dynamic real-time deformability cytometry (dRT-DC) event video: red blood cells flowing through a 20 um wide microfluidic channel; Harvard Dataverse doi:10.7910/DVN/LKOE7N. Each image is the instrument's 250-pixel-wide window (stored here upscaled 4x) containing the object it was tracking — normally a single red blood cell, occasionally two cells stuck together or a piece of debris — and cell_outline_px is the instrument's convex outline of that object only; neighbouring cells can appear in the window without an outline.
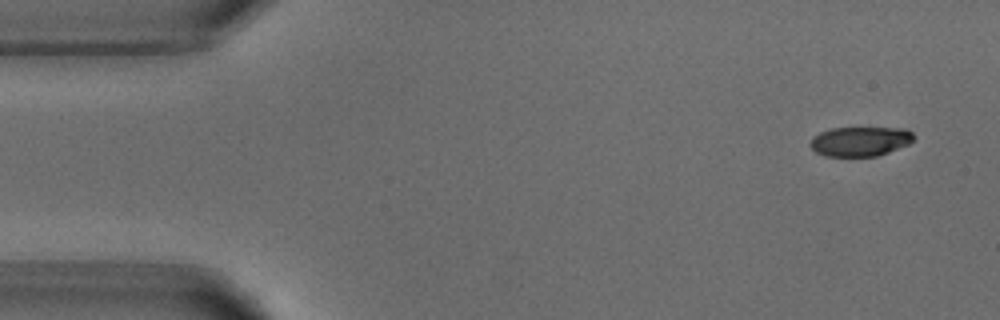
{"species": "common noctule bat (a hibernating species)", "species_latin": "Nyctalus noctula", "temperature_condition": "warm", "stored_images_in_passage": 4, "camera_frame_rate_fps": 3000, "um_per_image_px": 0.085, "animal": {"sex": "male", "body_mass_g": 18.8}, "frame": {"image": 1, "passage_image": 1, "time_ms": 0.0, "image_size_px": [1000, 320], "cell_outline_px": [[916, 136], [908, 144], [888, 152], [876, 156], [824, 156], [816, 152], [808, 144], [812, 136], [820, 132], [832, 128], [904, 128], [912, 132]], "centroid_in_image_um": [73.08, 12.01], "position_along_channel_um": 11.9, "area_um2": 17.86}}
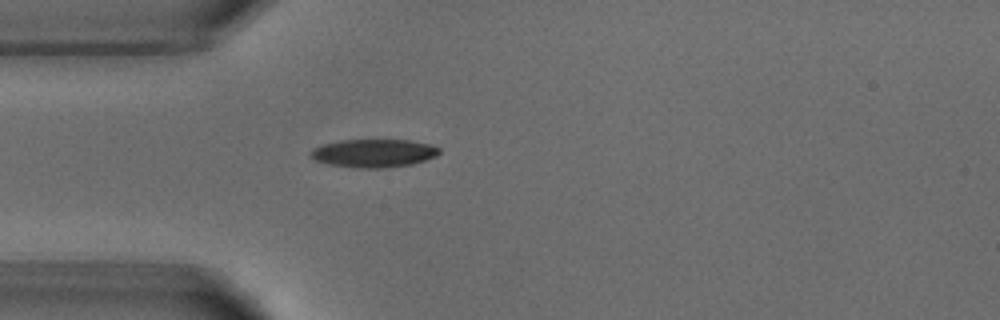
{"frame": {"image": 2, "passage_image": 4, "time_ms": 3.667, "image_size_px": [1000, 320], "cell_outline_px": [[440, 152], [436, 156], [412, 164], [384, 168], [352, 168], [328, 164], [316, 160], [308, 156], [308, 152], [312, 148], [324, 144], [340, 140], [412, 140], [432, 144], [440, 148]], "centroid_in_image_um": [31.75, 13.02], "position_along_channel_um": 53.3, "area_um2": 21.39}}